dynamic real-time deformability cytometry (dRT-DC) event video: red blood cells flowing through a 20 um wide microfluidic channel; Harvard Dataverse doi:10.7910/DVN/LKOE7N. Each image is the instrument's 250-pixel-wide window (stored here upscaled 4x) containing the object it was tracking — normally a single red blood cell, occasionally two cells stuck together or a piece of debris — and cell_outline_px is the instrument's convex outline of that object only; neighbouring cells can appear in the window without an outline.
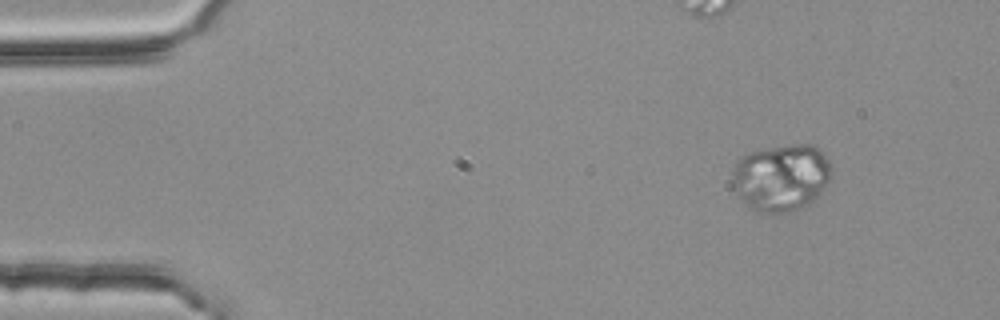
{"species": "common noctule bat (a hibernating species)", "species_latin": "Nyctalus noctula", "temperature_condition": "room temperature", "stored_images_in_passage": 4, "camera_frame_rate_fps": 3000, "um_per_image_px": 0.085, "animal": {"sex": "female", "body_mass_g": 25.1}, "frame": {"image": 1, "passage_image": 1, "time_ms": 0.0, "image_size_px": [1000, 320], "cell_outline_px": [[832, 176], [820, 192], [808, 204], [792, 212], [756, 212], [732, 188], [732, 168], [736, 160], [740, 156], [748, 152], [796, 144], [812, 144], [820, 148], [828, 160], [832, 172]], "centroid_in_image_um": [66.39, 15.07], "position_along_channel_um": 18.6, "area_um2": 38.67}}
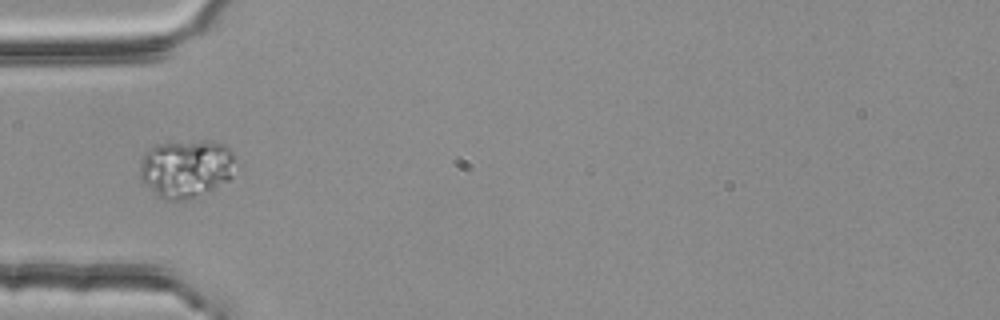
{"frame": {"image": 2, "passage_image": 4, "time_ms": 1.0, "image_size_px": [1000, 320], "cell_outline_px": [[232, 176], [228, 180], [188, 200], [160, 200], [140, 180], [140, 168], [144, 152], [156, 144], [208, 140], [212, 140], [224, 144], [232, 152]], "centroid_in_image_um": [15.76, 14.33], "position_along_channel_um": 69.2, "area_um2": 32.25}}